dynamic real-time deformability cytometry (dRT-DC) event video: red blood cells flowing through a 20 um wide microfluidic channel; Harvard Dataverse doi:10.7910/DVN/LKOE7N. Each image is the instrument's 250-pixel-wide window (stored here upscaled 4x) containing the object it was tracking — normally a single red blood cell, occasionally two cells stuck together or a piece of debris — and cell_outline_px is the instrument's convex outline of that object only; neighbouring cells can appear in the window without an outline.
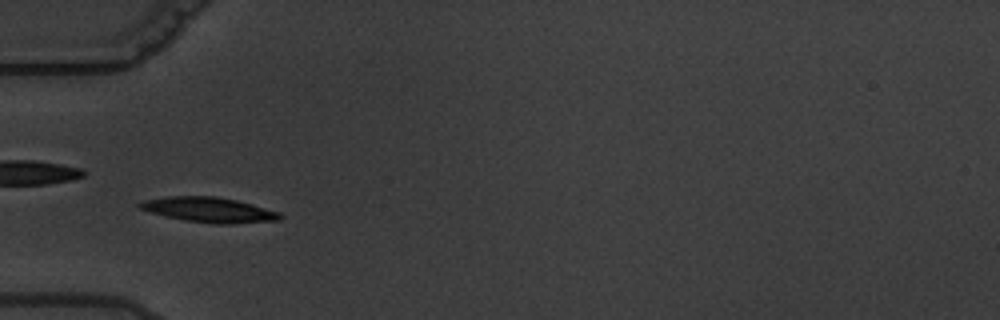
{"species": "common noctule bat (a hibernating species)", "species_latin": "Nyctalus noctula", "temperature_condition": "warm", "stored_images_in_passage": 4, "camera_frame_rate_fps": 3000, "um_per_image_px": 0.085, "animal": {"sex": "male", "body_mass_g": 19.5, "forearm_length_mm": 54.6}, "frame": {"image": 1, "passage_image": 2, "time_ms": 1.0, "image_size_px": [1000, 320], "cell_outline_px": [[284, 216], [280, 220], [232, 224], [220, 224], [184, 220], [136, 208], [136, 204], [144, 200], [168, 196], [216, 196], [236, 200], [252, 204], [280, 212]], "centroid_in_image_um": [17.79, 17.83], "position_along_channel_um": 67.2, "area_um2": 20.46}}